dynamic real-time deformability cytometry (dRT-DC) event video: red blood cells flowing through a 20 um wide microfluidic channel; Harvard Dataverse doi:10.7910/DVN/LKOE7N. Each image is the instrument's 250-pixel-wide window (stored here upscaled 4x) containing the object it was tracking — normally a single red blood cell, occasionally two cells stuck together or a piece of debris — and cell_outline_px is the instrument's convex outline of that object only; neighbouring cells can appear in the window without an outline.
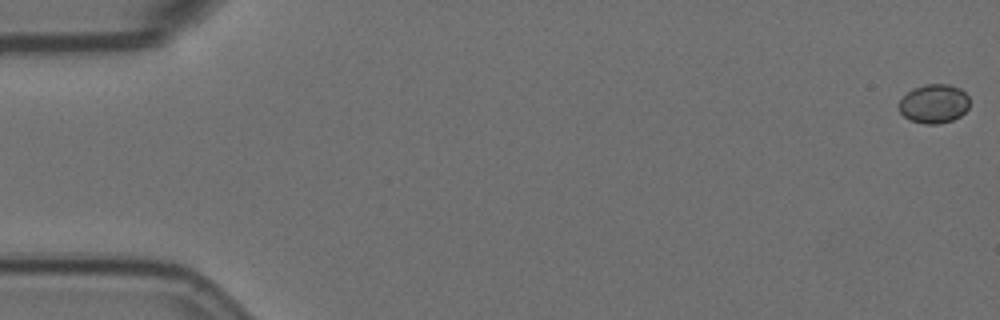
{"species": "Egyptian fruit bat (a non-hibernating species)", "species_latin": "Rousettus aegyptiacus", "temperature_condition": "room temperature", "stored_images_in_passage": 59, "camera_frame_rate_fps": 3000, "um_per_image_px": 0.085, "animal": {"sex": "female"}, "frame": {"image": 1, "passage_image": 1, "time_ms": 0.0, "image_size_px": [1000, 320], "cell_outline_px": [[968, 108], [960, 116], [952, 120], [940, 124], [924, 124], [912, 120], [904, 116], [900, 112], [900, 100], [912, 88], [924, 84], [948, 84], [960, 88], [968, 96]], "centroid_in_image_um": [79.39, 8.81], "position_along_channel_um": 5.6, "area_um2": 15.95}}
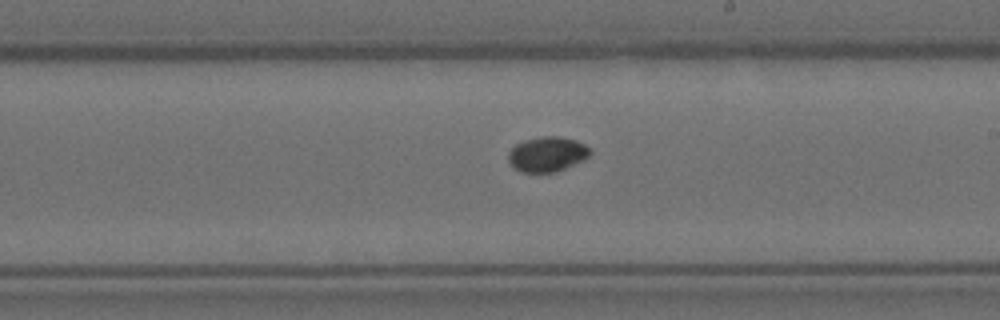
{"frame": {"image": 2, "passage_image": 34, "time_ms": 11.0, "image_size_px": [1000, 320], "cell_outline_px": [[592, 152], [588, 156], [556, 172], [520, 172], [512, 168], [508, 160], [508, 152], [516, 144], [524, 140], [540, 136], [560, 136], [576, 140], [592, 148]], "centroid_in_image_um": [46.48, 13.09], "position_along_channel_um": 242.5, "area_um2": 16.7}}
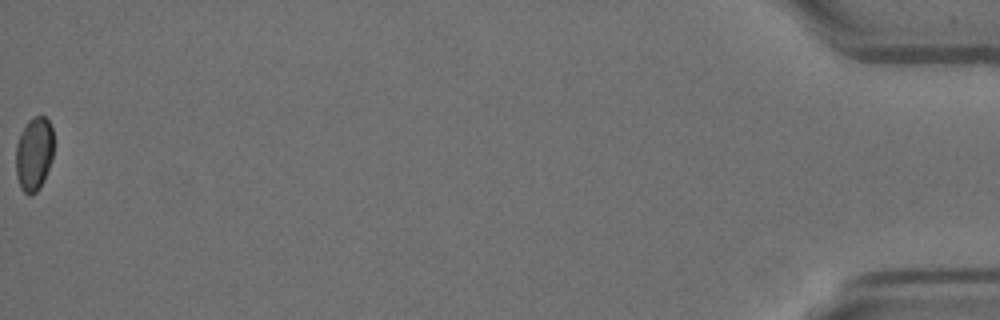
{"frame": {"image": 3, "passage_image": 59, "time_ms": 19.333, "image_size_px": [1000, 320], "cell_outline_px": [[52, 156], [48, 168], [36, 192], [28, 196], [20, 188], [16, 176], [16, 144], [28, 120], [32, 116], [44, 116], [48, 120], [52, 128]], "centroid_in_image_um": [2.86, 13.07], "position_along_channel_um": 432.3, "area_um2": 15.95}}